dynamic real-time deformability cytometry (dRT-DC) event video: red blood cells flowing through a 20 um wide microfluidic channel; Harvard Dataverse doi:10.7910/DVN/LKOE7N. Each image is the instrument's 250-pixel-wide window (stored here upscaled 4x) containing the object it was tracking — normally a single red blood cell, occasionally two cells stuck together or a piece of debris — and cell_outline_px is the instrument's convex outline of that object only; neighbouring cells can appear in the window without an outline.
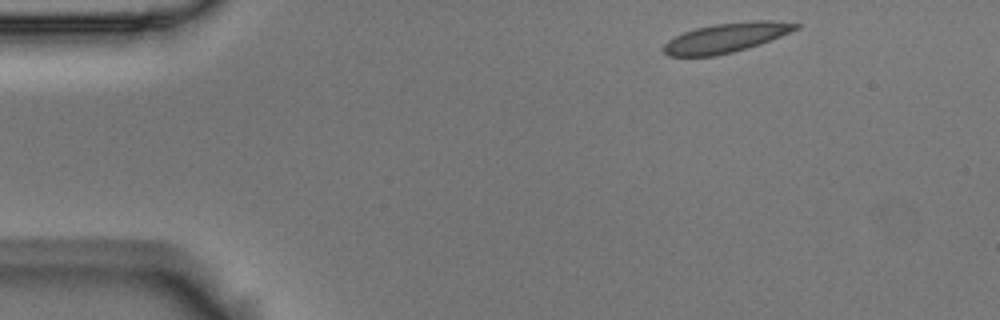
{"species": "Egyptian fruit bat (a non-hibernating species)", "species_latin": "Rousettus aegyptiacus", "temperature_condition": "room temperature", "stored_images_in_passage": 5, "camera_frame_rate_fps": 3000, "um_per_image_px": 0.085, "animal": {"sex": "male"}, "frame": {"image": 1, "passage_image": 1, "time_ms": 0.0, "image_size_px": [1000, 320], "cell_outline_px": [[800, 28], [760, 44], [732, 52], [716, 56], [668, 56], [664, 52], [664, 44], [668, 40], [684, 32], [696, 28], [716, 24], [756, 20], [776, 20], [800, 24]], "centroid_in_image_um": [61.74, 3.2], "position_along_channel_um": 23.3, "area_um2": 22.54}}
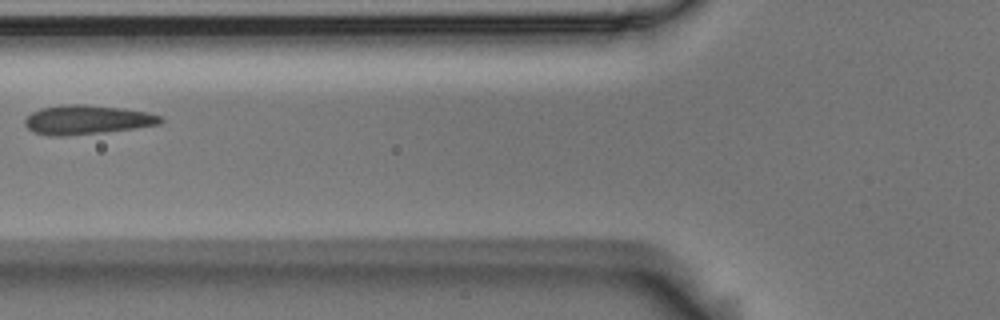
{"frame": {"image": 2, "passage_image": 4, "time_ms": 1.0, "image_size_px": [1000, 320], "cell_outline_px": [[164, 120], [160, 124], [104, 132], [64, 136], [52, 136], [32, 132], [24, 124], [24, 120], [32, 112], [40, 108], [64, 104], [84, 104], [124, 108], [164, 116]], "centroid_in_image_um": [7.37, 10.17], "position_along_channel_um": 118.4, "area_um2": 23.12}}
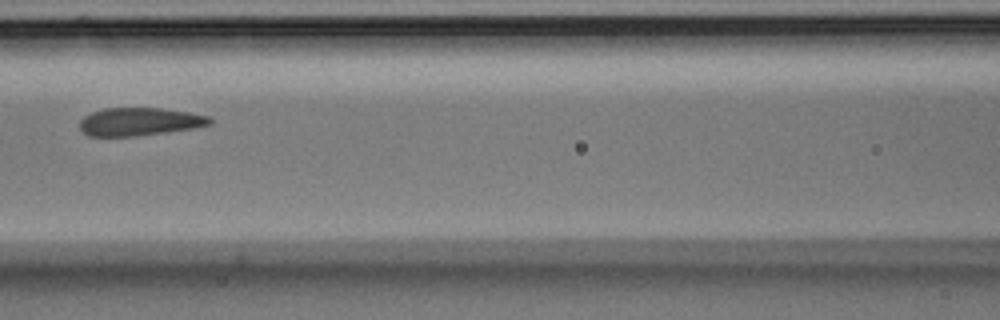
{"frame": {"image": 3, "passage_image": 5, "time_ms": 1.333, "image_size_px": [1000, 320], "cell_outline_px": [[212, 124], [192, 128], [136, 136], [88, 136], [80, 128], [80, 120], [84, 116], [92, 112], [104, 108], [160, 108], [188, 112], [208, 116], [212, 120]], "centroid_in_image_um": [11.84, 10.34], "position_along_channel_um": 154.8, "area_um2": 21.04}}